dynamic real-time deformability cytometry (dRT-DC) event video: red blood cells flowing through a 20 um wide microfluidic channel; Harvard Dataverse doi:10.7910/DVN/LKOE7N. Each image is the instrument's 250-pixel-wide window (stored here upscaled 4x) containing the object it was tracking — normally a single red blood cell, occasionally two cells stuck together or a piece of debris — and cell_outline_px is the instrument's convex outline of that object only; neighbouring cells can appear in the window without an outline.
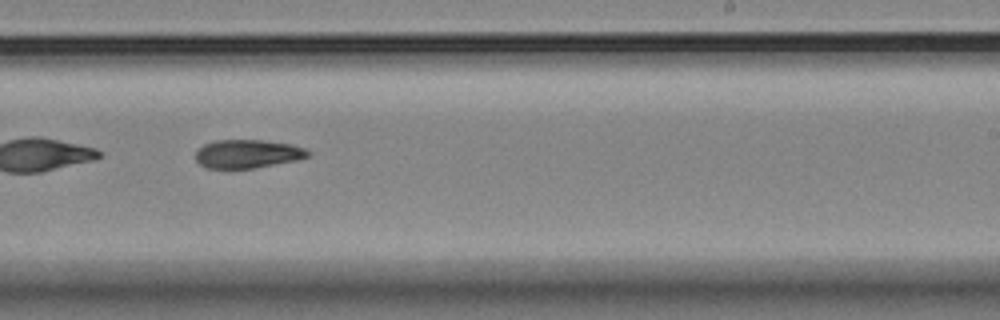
{"species": "Egyptian fruit bat (a non-hibernating species)", "species_latin": "Rousettus aegyptiacus", "temperature_condition": "room temperature", "stored_images_in_passage": 31, "camera_frame_rate_fps": 3000, "um_per_image_px": 0.085, "animal": {"sex": "female"}, "frame": {"image": 1, "passage_image": 21, "time_ms": 6.667, "image_size_px": [1000, 320], "cell_outline_px": [[312, 152], [308, 156], [296, 160], [256, 168], [204, 168], [196, 160], [196, 152], [204, 144], [216, 140], [264, 140], [292, 144], [304, 148]], "centroid_in_image_um": [21.05, 13.07], "position_along_channel_um": 267.9, "area_um2": 18.67}}
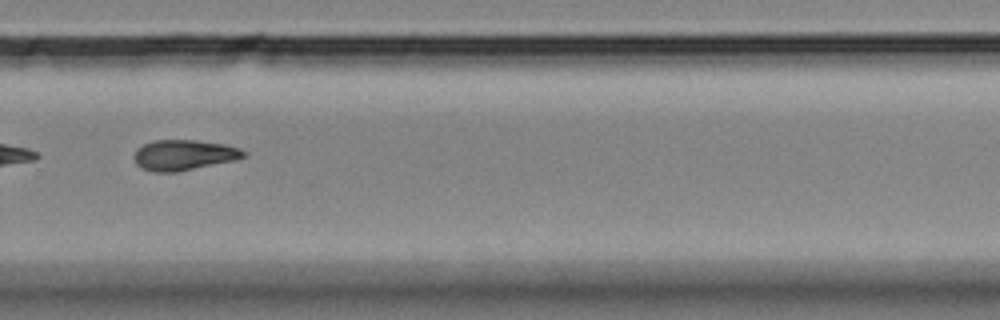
{"frame": {"image": 2, "passage_image": 25, "time_ms": 8.0, "image_size_px": [1000, 320], "cell_outline_px": [[248, 152], [244, 156], [236, 160], [176, 172], [156, 172], [140, 168], [136, 164], [132, 156], [136, 148], [152, 140], [196, 140], [224, 144], [240, 148]], "centroid_in_image_um": [15.6, 13.17], "position_along_channel_um": 314.2, "area_um2": 19.65}, "authors_computed_cell_mechanics": {"area_um2": 19.2474, "velocity_mm_per_s": 3.4754, "shape_relaxation_time_tau1_ms": null, "shape_relaxation_time_tau2_ms": 10.787, "deformation_change_tau1": null, "deformation_change_tau2": 0.1868}}